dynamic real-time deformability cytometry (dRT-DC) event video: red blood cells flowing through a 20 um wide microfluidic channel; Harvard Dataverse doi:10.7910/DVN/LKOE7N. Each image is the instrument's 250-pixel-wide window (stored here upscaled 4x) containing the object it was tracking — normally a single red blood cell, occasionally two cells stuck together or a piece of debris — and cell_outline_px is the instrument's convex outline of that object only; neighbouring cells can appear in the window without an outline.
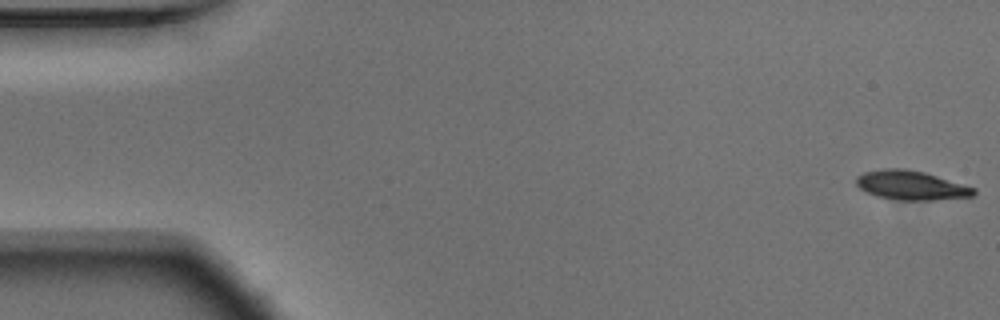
{"species": "Egyptian fruit bat (a non-hibernating species)", "species_latin": "Rousettus aegyptiacus", "temperature_condition": "warm", "stored_images_in_passage": 54, "camera_frame_rate_fps": 3000, "um_per_image_px": 0.085, "animal": {"sex": "male"}, "frame": {"image": 1, "passage_image": 1, "time_ms": 0.0, "image_size_px": [1000, 320], "cell_outline_px": [[976, 192], [972, 196], [936, 200], [900, 200], [876, 196], [860, 188], [856, 184], [856, 176], [864, 172], [884, 168], [904, 168], [924, 172], [976, 188]], "centroid_in_image_um": [77.43, 15.75], "position_along_channel_um": 7.6, "area_um2": 19.94}}
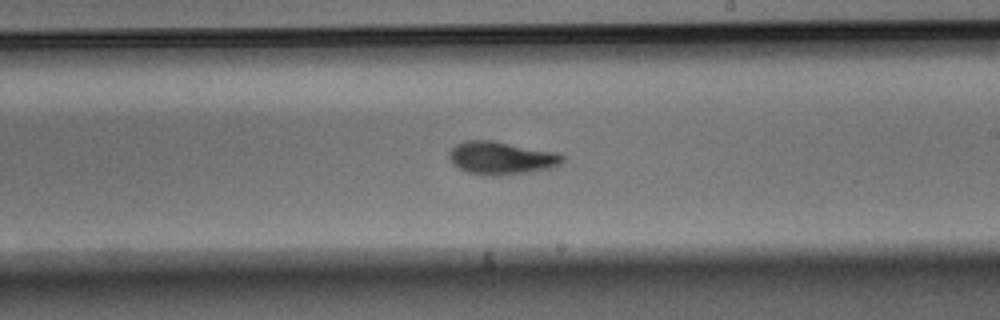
{"frame": {"image": 2, "passage_image": 31, "time_ms": 10.0, "image_size_px": [1000, 320], "cell_outline_px": [[564, 160], [556, 168], [500, 176], [492, 176], [468, 172], [452, 164], [448, 156], [448, 152], [456, 144], [468, 140], [492, 140], [556, 152], [564, 156]], "centroid_in_image_um": [42.63, 13.43], "position_along_channel_um": 246.4, "area_um2": 21.91}}
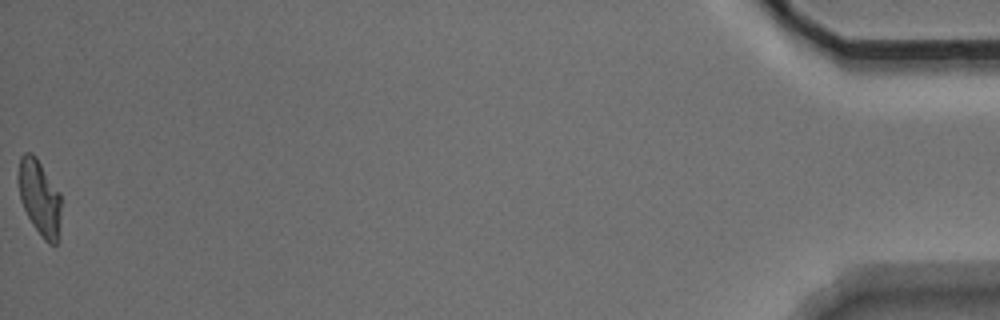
{"frame": {"image": 3, "passage_image": 54, "time_ms": 17.667, "image_size_px": [1000, 320], "cell_outline_px": [[60, 216], [56, 244], [48, 244], [44, 240], [32, 224], [20, 200], [16, 176], [20, 156], [24, 152], [32, 152], [36, 156], [60, 192]], "centroid_in_image_um": [3.32, 16.73], "position_along_channel_um": 431.9, "area_um2": 19.02}, "authors_computed_cell_mechanics": {"area_um2": 20.5479, "velocity_mm_per_s": 3.7401, "shape_relaxation_time_tau1_ms": 3.1198, "shape_relaxation_time_tau2_ms": 2.5832, "deformation_change_tau1": 0.1743, "deformation_change_tau2": 0.0848}}